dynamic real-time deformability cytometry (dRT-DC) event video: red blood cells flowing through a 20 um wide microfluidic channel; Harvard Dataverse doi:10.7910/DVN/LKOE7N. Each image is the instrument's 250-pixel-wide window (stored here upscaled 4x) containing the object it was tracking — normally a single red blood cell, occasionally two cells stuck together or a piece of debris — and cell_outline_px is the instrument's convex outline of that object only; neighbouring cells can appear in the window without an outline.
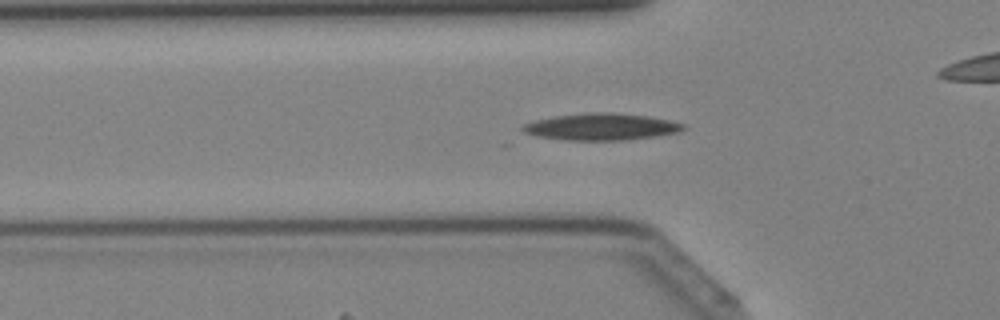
{"species": "Egyptian fruit bat (a non-hibernating species)", "species_latin": "Rousettus aegyptiacus", "temperature_condition": "cold", "stored_images_in_passage": 42, "camera_frame_rate_fps": 3000, "um_per_image_px": 0.085, "animal": {"sex": "female"}, "frame": {"image": 1, "passage_image": 13, "time_ms": 4.0, "image_size_px": [1000, 320], "cell_outline_px": [[684, 128], [680, 132], [656, 136], [624, 140], [568, 140], [536, 136], [524, 132], [520, 128], [524, 124], [536, 120], [552, 116], [588, 112], [612, 112], [648, 116], [668, 120], [684, 124]], "centroid_in_image_um": [51.09, 10.77], "position_along_channel_um": 74.7, "area_um2": 25.09}}
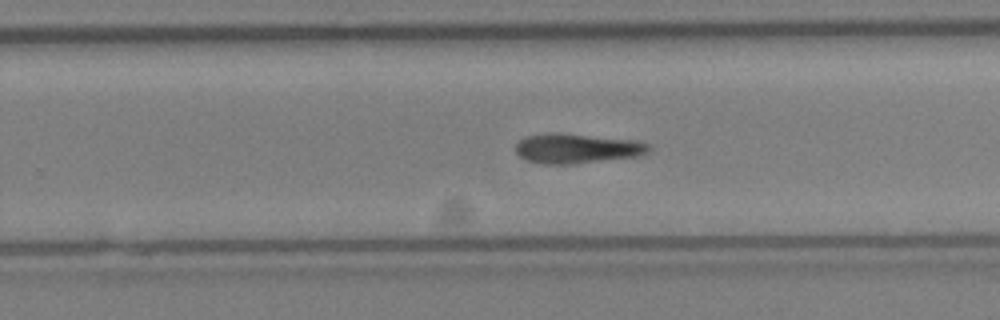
{"frame": {"image": 2, "passage_image": 26, "time_ms": 8.333, "image_size_px": [1000, 320], "cell_outline_px": [[652, 148], [648, 152], [640, 156], [572, 164], [544, 164], [528, 160], [520, 156], [516, 152], [516, 144], [524, 136], [548, 132], [560, 132], [636, 140], [652, 144]], "centroid_in_image_um": [49.08, 12.6], "position_along_channel_um": 280.7, "area_um2": 23.47}}
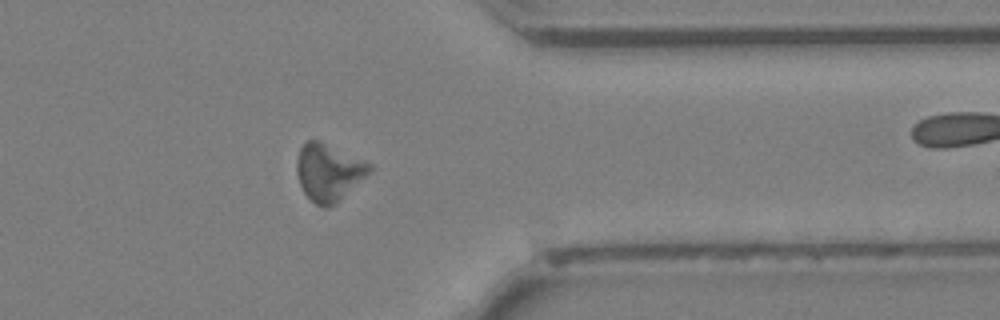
{"frame": {"image": 3, "passage_image": 33, "time_ms": 10.667, "image_size_px": [1000, 320], "cell_outline_px": [[372, 172], [328, 208], [324, 208], [316, 204], [304, 192], [300, 184], [296, 172], [296, 160], [300, 148], [308, 140], [320, 140], [372, 164]], "centroid_in_image_um": [27.93, 14.62], "position_along_channel_um": 383.5, "area_um2": 24.04}}